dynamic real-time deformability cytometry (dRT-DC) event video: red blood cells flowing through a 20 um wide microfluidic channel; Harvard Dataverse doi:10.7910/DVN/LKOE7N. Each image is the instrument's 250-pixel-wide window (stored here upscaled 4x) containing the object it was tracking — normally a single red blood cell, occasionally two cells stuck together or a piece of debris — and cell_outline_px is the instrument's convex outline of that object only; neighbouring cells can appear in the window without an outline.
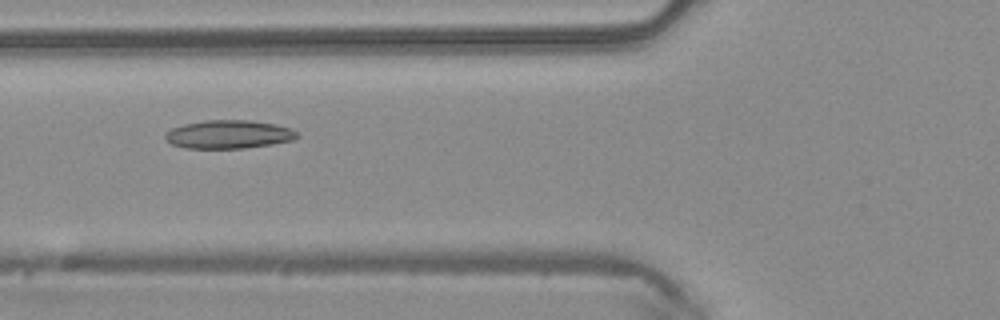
{"species": "common noctule bat (a hibernating species)", "species_latin": "Nyctalus noctula", "temperature_condition": "warm", "stored_images_in_passage": 19, "camera_frame_rate_fps": 3000, "um_per_image_px": 0.085, "animal": {"sex": "male", "body_mass_g": 20.4}, "frame": {"image": 1, "passage_image": 4, "time_ms": 1.0, "image_size_px": [1000, 320], "cell_outline_px": [[300, 136], [292, 140], [272, 144], [244, 148], [184, 148], [172, 144], [164, 136], [172, 128], [184, 124], [204, 120], [248, 120], [276, 124], [292, 128]], "centroid_in_image_um": [19.47, 11.42], "position_along_channel_um": 106.3, "area_um2": 21.73}}
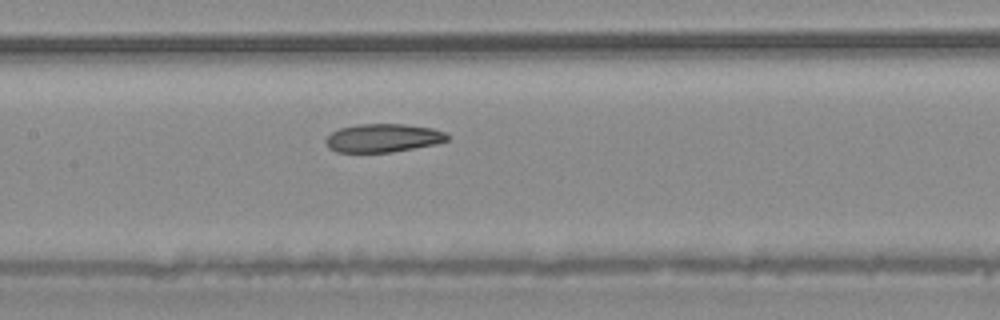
{"frame": {"image": 2, "passage_image": 9, "time_ms": 2.667, "image_size_px": [1000, 320], "cell_outline_px": [[448, 140], [436, 144], [392, 152], [336, 152], [328, 148], [324, 140], [332, 132], [340, 128], [360, 124], [404, 124], [432, 128], [444, 132], [448, 136]], "centroid_in_image_um": [32.54, 11.73], "position_along_channel_um": 174.9, "area_um2": 20.06}}